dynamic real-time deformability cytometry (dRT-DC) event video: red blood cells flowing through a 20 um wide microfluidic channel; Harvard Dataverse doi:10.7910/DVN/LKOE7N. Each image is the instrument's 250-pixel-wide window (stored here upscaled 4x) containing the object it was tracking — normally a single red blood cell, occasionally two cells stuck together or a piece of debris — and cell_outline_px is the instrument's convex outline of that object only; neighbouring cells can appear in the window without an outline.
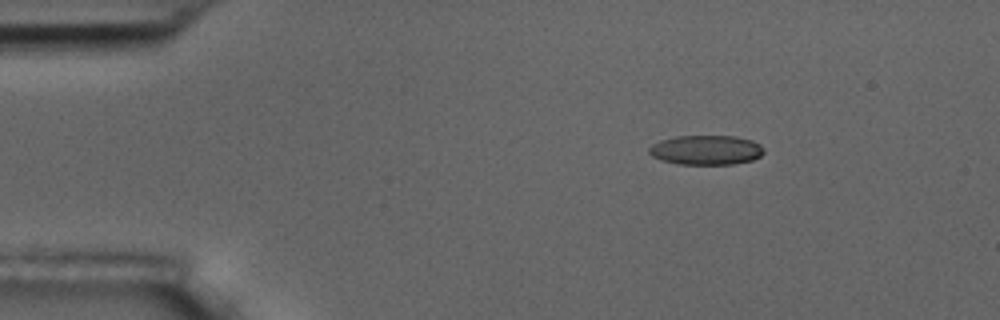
{"species": "common noctule bat (a hibernating species)", "species_latin": "Nyctalus noctula", "temperature_condition": "room temperature", "stored_images_in_passage": 4, "camera_frame_rate_fps": 3000, "um_per_image_px": 0.085, "animal": {"sex": "male", "body_mass_g": 17.5, "forearm_length_mm": 52.3}, "frame": {"image": 1, "passage_image": 2, "time_ms": 1.333, "image_size_px": [1000, 320], "cell_outline_px": [[764, 152], [760, 156], [752, 160], [732, 164], [676, 164], [660, 160], [652, 156], [648, 152], [648, 148], [652, 144], [660, 140], [676, 136], [736, 136], [752, 140], [760, 144], [764, 148]], "centroid_in_image_um": [60.0, 12.75], "position_along_channel_um": 25.0, "area_um2": 19.94}}